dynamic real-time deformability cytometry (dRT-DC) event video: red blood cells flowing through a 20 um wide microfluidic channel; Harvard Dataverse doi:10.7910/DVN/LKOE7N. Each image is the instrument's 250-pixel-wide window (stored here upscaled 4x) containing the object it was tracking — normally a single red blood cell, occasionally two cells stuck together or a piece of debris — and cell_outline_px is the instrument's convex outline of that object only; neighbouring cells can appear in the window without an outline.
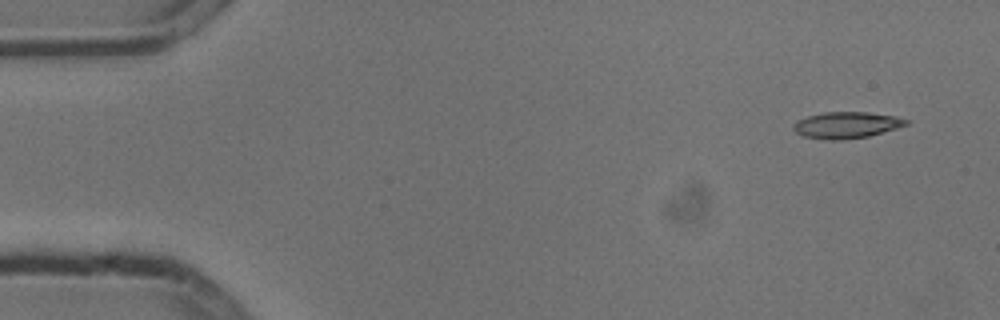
{"species": "common noctule bat (a hibernating species)", "species_latin": "Nyctalus noctula", "temperature_condition": "cold", "stored_images_in_passage": 5, "camera_frame_rate_fps": 3000, "um_per_image_px": 0.085, "animal": {"sex": "male", "body_mass_g": 13.3}, "frame": {"image": 1, "passage_image": 1, "time_ms": 0.0, "image_size_px": [1000, 320], "cell_outline_px": [[908, 124], [896, 128], [868, 136], [832, 140], [804, 136], [796, 132], [792, 128], [792, 124], [796, 120], [808, 116], [824, 112], [868, 112], [896, 116], [908, 120]], "centroid_in_image_um": [71.92, 10.61], "position_along_channel_um": 13.1, "area_um2": 17.11}}
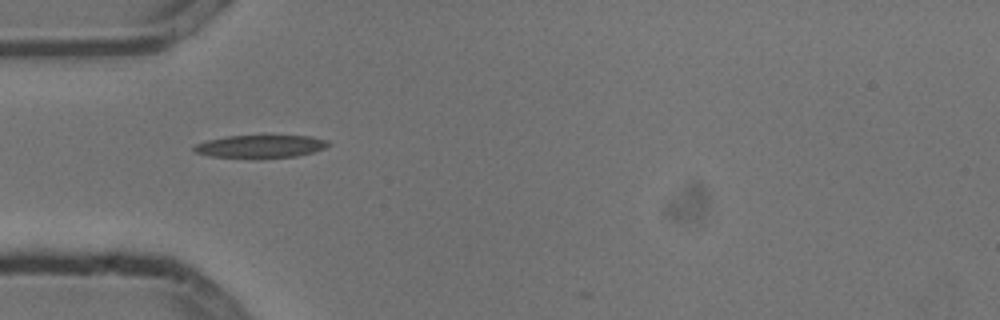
{"frame": {"image": 2, "passage_image": 4, "time_ms": 1.0, "image_size_px": [1000, 320], "cell_outline_px": [[332, 144], [324, 148], [312, 152], [296, 156], [212, 156], [196, 152], [192, 148], [196, 144], [208, 140], [228, 136], [264, 132], [312, 136], [328, 140]], "centroid_in_image_um": [22.24, 12.34], "position_along_channel_um": 62.8, "area_um2": 18.21}}
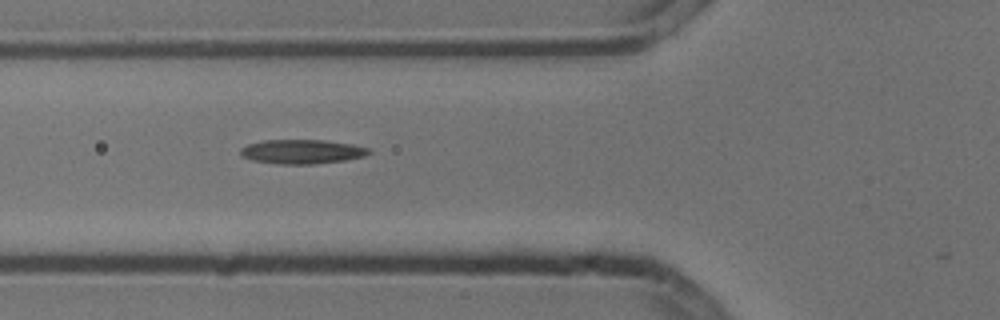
{"frame": {"image": 3, "passage_image": 5, "time_ms": 1.333, "image_size_px": [1000, 320], "cell_outline_px": [[372, 152], [364, 156], [344, 160], [312, 164], [280, 164], [252, 160], [240, 156], [240, 148], [248, 144], [264, 140], [324, 140], [352, 144], [368, 148]], "centroid_in_image_um": [25.64, 12.88], "position_along_channel_um": 100.2, "area_um2": 18.09}}